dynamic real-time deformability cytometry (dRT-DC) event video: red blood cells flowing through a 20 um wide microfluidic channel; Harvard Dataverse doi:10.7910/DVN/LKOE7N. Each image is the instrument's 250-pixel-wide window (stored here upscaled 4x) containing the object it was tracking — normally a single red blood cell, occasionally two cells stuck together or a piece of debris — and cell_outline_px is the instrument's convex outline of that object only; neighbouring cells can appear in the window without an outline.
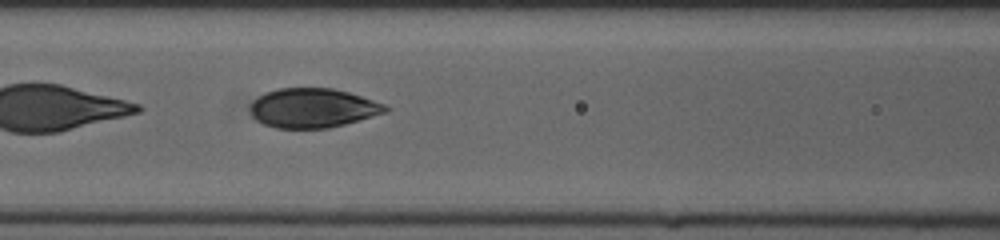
{"species": "human", "species_latin": "Homo sapiens", "temperature_condition": "cold", "stored_images_in_passage": 45, "segment_of_instrument_passage": [2, 2], "camera_frame_rate_fps": 3000, "um_per_image_px": 0.085, "donor": {"sex": "female"}, "frame": {"image": 1, "passage_image": 21, "time_ms": 6.667, "image_size_px": [1000, 240], "cell_outline_px": [[388, 112], [344, 124], [328, 128], [276, 128], [264, 124], [256, 120], [252, 116], [248, 108], [264, 92], [280, 88], [332, 88], [348, 92], [384, 104], [388, 108]], "centroid_in_image_um": [26.57, 9.18], "position_along_channel_um": 140.0, "area_um2": 30.81}}
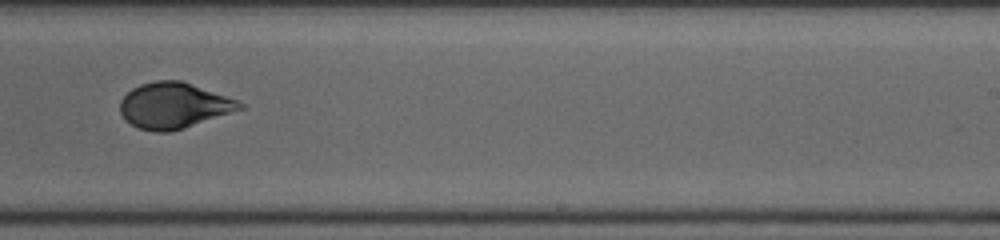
{"frame": {"image": 2, "passage_image": 30, "time_ms": 9.667, "image_size_px": [1000, 240], "cell_outline_px": [[244, 108], [184, 128], [168, 132], [156, 132], [140, 128], [124, 120], [120, 112], [120, 100], [132, 88], [140, 84], [156, 80], [180, 80], [236, 100], [244, 104]], "centroid_in_image_um": [14.73, 8.97], "position_along_channel_um": 274.3, "area_um2": 31.56}}
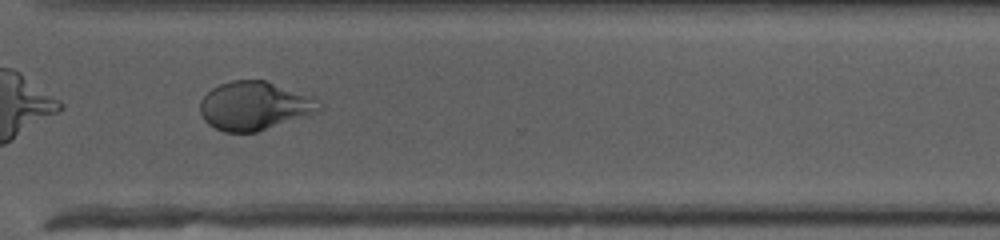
{"frame": {"image": 3, "passage_image": 35, "time_ms": 11.333, "image_size_px": [1000, 240], "cell_outline_px": [[324, 108], [320, 112], [256, 132], [224, 132], [208, 124], [204, 120], [200, 112], [200, 100], [212, 88], [220, 84], [232, 80], [264, 80], [316, 96]], "centroid_in_image_um": [21.69, 8.99], "position_along_channel_um": 348.9, "area_um2": 34.1}}